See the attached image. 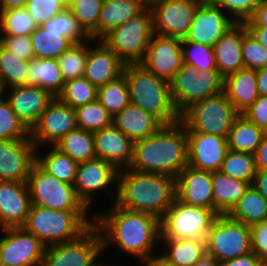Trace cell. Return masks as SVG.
<instances>
[{"label": "cell", "mask_w": 267, "mask_h": 266, "mask_svg": "<svg viewBox=\"0 0 267 266\" xmlns=\"http://www.w3.org/2000/svg\"><path fill=\"white\" fill-rule=\"evenodd\" d=\"M175 188L179 201L214 211L212 172L187 165L175 178Z\"/></svg>", "instance_id": "21"}, {"label": "cell", "mask_w": 267, "mask_h": 266, "mask_svg": "<svg viewBox=\"0 0 267 266\" xmlns=\"http://www.w3.org/2000/svg\"><path fill=\"white\" fill-rule=\"evenodd\" d=\"M239 113L224 92L193 103L180 114L186 129L228 138Z\"/></svg>", "instance_id": "7"}, {"label": "cell", "mask_w": 267, "mask_h": 266, "mask_svg": "<svg viewBox=\"0 0 267 266\" xmlns=\"http://www.w3.org/2000/svg\"><path fill=\"white\" fill-rule=\"evenodd\" d=\"M103 0H67V8L94 41L98 40V21Z\"/></svg>", "instance_id": "42"}, {"label": "cell", "mask_w": 267, "mask_h": 266, "mask_svg": "<svg viewBox=\"0 0 267 266\" xmlns=\"http://www.w3.org/2000/svg\"><path fill=\"white\" fill-rule=\"evenodd\" d=\"M57 98L75 109L95 101L97 99V87L84 76L71 79L65 81L64 88Z\"/></svg>", "instance_id": "44"}, {"label": "cell", "mask_w": 267, "mask_h": 266, "mask_svg": "<svg viewBox=\"0 0 267 266\" xmlns=\"http://www.w3.org/2000/svg\"><path fill=\"white\" fill-rule=\"evenodd\" d=\"M250 252V227L227 214L218 215L207 233L206 253L224 262Z\"/></svg>", "instance_id": "11"}, {"label": "cell", "mask_w": 267, "mask_h": 266, "mask_svg": "<svg viewBox=\"0 0 267 266\" xmlns=\"http://www.w3.org/2000/svg\"><path fill=\"white\" fill-rule=\"evenodd\" d=\"M45 30H55L61 33L62 37L68 38L73 44L93 42L90 35L79 24V21L68 8L58 13L53 18L41 25ZM92 41V42H91Z\"/></svg>", "instance_id": "41"}, {"label": "cell", "mask_w": 267, "mask_h": 266, "mask_svg": "<svg viewBox=\"0 0 267 266\" xmlns=\"http://www.w3.org/2000/svg\"><path fill=\"white\" fill-rule=\"evenodd\" d=\"M101 266H107V264H106V265H105V264L103 265V263H102V265H101ZM108 266H109V265H108ZM110 266H111V265H110ZM112 266H115V265H113V264H112Z\"/></svg>", "instance_id": "67"}, {"label": "cell", "mask_w": 267, "mask_h": 266, "mask_svg": "<svg viewBox=\"0 0 267 266\" xmlns=\"http://www.w3.org/2000/svg\"><path fill=\"white\" fill-rule=\"evenodd\" d=\"M223 92L236 111L243 114L260 96L256 70L243 68L224 77Z\"/></svg>", "instance_id": "26"}, {"label": "cell", "mask_w": 267, "mask_h": 266, "mask_svg": "<svg viewBox=\"0 0 267 266\" xmlns=\"http://www.w3.org/2000/svg\"><path fill=\"white\" fill-rule=\"evenodd\" d=\"M257 171L267 172V132L254 153Z\"/></svg>", "instance_id": "57"}, {"label": "cell", "mask_w": 267, "mask_h": 266, "mask_svg": "<svg viewBox=\"0 0 267 266\" xmlns=\"http://www.w3.org/2000/svg\"><path fill=\"white\" fill-rule=\"evenodd\" d=\"M188 135V165L199 170L214 172L220 170L228 152L226 138L194 132L186 129Z\"/></svg>", "instance_id": "20"}, {"label": "cell", "mask_w": 267, "mask_h": 266, "mask_svg": "<svg viewBox=\"0 0 267 266\" xmlns=\"http://www.w3.org/2000/svg\"><path fill=\"white\" fill-rule=\"evenodd\" d=\"M212 2L201 3L184 40L214 46L236 22Z\"/></svg>", "instance_id": "18"}, {"label": "cell", "mask_w": 267, "mask_h": 266, "mask_svg": "<svg viewBox=\"0 0 267 266\" xmlns=\"http://www.w3.org/2000/svg\"><path fill=\"white\" fill-rule=\"evenodd\" d=\"M102 252V238L93 224L75 240L46 246L41 266H101L97 258Z\"/></svg>", "instance_id": "12"}, {"label": "cell", "mask_w": 267, "mask_h": 266, "mask_svg": "<svg viewBox=\"0 0 267 266\" xmlns=\"http://www.w3.org/2000/svg\"><path fill=\"white\" fill-rule=\"evenodd\" d=\"M246 31L244 23H236L213 46L217 70L223 77L244 68L241 42Z\"/></svg>", "instance_id": "27"}, {"label": "cell", "mask_w": 267, "mask_h": 266, "mask_svg": "<svg viewBox=\"0 0 267 266\" xmlns=\"http://www.w3.org/2000/svg\"><path fill=\"white\" fill-rule=\"evenodd\" d=\"M152 12L141 13L106 34L101 41L125 64L141 63L153 36Z\"/></svg>", "instance_id": "6"}, {"label": "cell", "mask_w": 267, "mask_h": 266, "mask_svg": "<svg viewBox=\"0 0 267 266\" xmlns=\"http://www.w3.org/2000/svg\"><path fill=\"white\" fill-rule=\"evenodd\" d=\"M192 266H220V262L211 255L206 254Z\"/></svg>", "instance_id": "63"}, {"label": "cell", "mask_w": 267, "mask_h": 266, "mask_svg": "<svg viewBox=\"0 0 267 266\" xmlns=\"http://www.w3.org/2000/svg\"><path fill=\"white\" fill-rule=\"evenodd\" d=\"M118 172L113 164L103 159L95 158L80 162L73 184L78 198L89 209L94 193L106 188V192L109 193L108 186L118 182Z\"/></svg>", "instance_id": "19"}, {"label": "cell", "mask_w": 267, "mask_h": 266, "mask_svg": "<svg viewBox=\"0 0 267 266\" xmlns=\"http://www.w3.org/2000/svg\"><path fill=\"white\" fill-rule=\"evenodd\" d=\"M0 258L4 266H41L46 246L23 227L3 228Z\"/></svg>", "instance_id": "14"}, {"label": "cell", "mask_w": 267, "mask_h": 266, "mask_svg": "<svg viewBox=\"0 0 267 266\" xmlns=\"http://www.w3.org/2000/svg\"><path fill=\"white\" fill-rule=\"evenodd\" d=\"M250 186L251 183L232 178L220 170L212 172L214 212L227 214Z\"/></svg>", "instance_id": "30"}, {"label": "cell", "mask_w": 267, "mask_h": 266, "mask_svg": "<svg viewBox=\"0 0 267 266\" xmlns=\"http://www.w3.org/2000/svg\"><path fill=\"white\" fill-rule=\"evenodd\" d=\"M244 25L267 27V0H260L254 15L250 20L245 21Z\"/></svg>", "instance_id": "56"}, {"label": "cell", "mask_w": 267, "mask_h": 266, "mask_svg": "<svg viewBox=\"0 0 267 266\" xmlns=\"http://www.w3.org/2000/svg\"><path fill=\"white\" fill-rule=\"evenodd\" d=\"M258 92L260 96L267 95V67L256 70Z\"/></svg>", "instance_id": "60"}, {"label": "cell", "mask_w": 267, "mask_h": 266, "mask_svg": "<svg viewBox=\"0 0 267 266\" xmlns=\"http://www.w3.org/2000/svg\"><path fill=\"white\" fill-rule=\"evenodd\" d=\"M265 131L252 123L243 114L233 122L227 142L229 150L254 154L261 144Z\"/></svg>", "instance_id": "32"}, {"label": "cell", "mask_w": 267, "mask_h": 266, "mask_svg": "<svg viewBox=\"0 0 267 266\" xmlns=\"http://www.w3.org/2000/svg\"><path fill=\"white\" fill-rule=\"evenodd\" d=\"M88 57V42L73 44L57 58L65 81L84 76Z\"/></svg>", "instance_id": "46"}, {"label": "cell", "mask_w": 267, "mask_h": 266, "mask_svg": "<svg viewBox=\"0 0 267 266\" xmlns=\"http://www.w3.org/2000/svg\"><path fill=\"white\" fill-rule=\"evenodd\" d=\"M227 215L248 226L267 220V199L252 185Z\"/></svg>", "instance_id": "34"}, {"label": "cell", "mask_w": 267, "mask_h": 266, "mask_svg": "<svg viewBox=\"0 0 267 266\" xmlns=\"http://www.w3.org/2000/svg\"><path fill=\"white\" fill-rule=\"evenodd\" d=\"M87 214L88 211H57L31 205L22 227L49 246L77 239L94 224Z\"/></svg>", "instance_id": "5"}, {"label": "cell", "mask_w": 267, "mask_h": 266, "mask_svg": "<svg viewBox=\"0 0 267 266\" xmlns=\"http://www.w3.org/2000/svg\"><path fill=\"white\" fill-rule=\"evenodd\" d=\"M220 171L232 178L252 184L257 172L254 154L228 150Z\"/></svg>", "instance_id": "43"}, {"label": "cell", "mask_w": 267, "mask_h": 266, "mask_svg": "<svg viewBox=\"0 0 267 266\" xmlns=\"http://www.w3.org/2000/svg\"><path fill=\"white\" fill-rule=\"evenodd\" d=\"M183 62L198 71L217 70L215 51L212 46L182 39Z\"/></svg>", "instance_id": "47"}, {"label": "cell", "mask_w": 267, "mask_h": 266, "mask_svg": "<svg viewBox=\"0 0 267 266\" xmlns=\"http://www.w3.org/2000/svg\"><path fill=\"white\" fill-rule=\"evenodd\" d=\"M79 128L95 132L112 125L113 117L96 99L88 104L75 108Z\"/></svg>", "instance_id": "45"}, {"label": "cell", "mask_w": 267, "mask_h": 266, "mask_svg": "<svg viewBox=\"0 0 267 266\" xmlns=\"http://www.w3.org/2000/svg\"><path fill=\"white\" fill-rule=\"evenodd\" d=\"M96 157L113 164L118 170L129 168L134 142L113 124L93 132Z\"/></svg>", "instance_id": "24"}, {"label": "cell", "mask_w": 267, "mask_h": 266, "mask_svg": "<svg viewBox=\"0 0 267 266\" xmlns=\"http://www.w3.org/2000/svg\"><path fill=\"white\" fill-rule=\"evenodd\" d=\"M260 0H213L212 3L223 11L233 15L231 17L236 23H244L250 20L255 13Z\"/></svg>", "instance_id": "51"}, {"label": "cell", "mask_w": 267, "mask_h": 266, "mask_svg": "<svg viewBox=\"0 0 267 266\" xmlns=\"http://www.w3.org/2000/svg\"><path fill=\"white\" fill-rule=\"evenodd\" d=\"M111 206L107 214L93 218L103 250L116 245L121 252L135 255L141 261L153 255L156 241L161 238V220L148 213L127 210L115 202Z\"/></svg>", "instance_id": "1"}, {"label": "cell", "mask_w": 267, "mask_h": 266, "mask_svg": "<svg viewBox=\"0 0 267 266\" xmlns=\"http://www.w3.org/2000/svg\"><path fill=\"white\" fill-rule=\"evenodd\" d=\"M4 92H5V90H4L3 86H2V84L0 83V100L3 98V96H5Z\"/></svg>", "instance_id": "64"}, {"label": "cell", "mask_w": 267, "mask_h": 266, "mask_svg": "<svg viewBox=\"0 0 267 266\" xmlns=\"http://www.w3.org/2000/svg\"><path fill=\"white\" fill-rule=\"evenodd\" d=\"M115 203L127 210L144 212L162 219L176 197L175 178L157 173L118 172Z\"/></svg>", "instance_id": "3"}, {"label": "cell", "mask_w": 267, "mask_h": 266, "mask_svg": "<svg viewBox=\"0 0 267 266\" xmlns=\"http://www.w3.org/2000/svg\"><path fill=\"white\" fill-rule=\"evenodd\" d=\"M34 58L57 59L73 43L55 30H45L38 26L30 35Z\"/></svg>", "instance_id": "36"}, {"label": "cell", "mask_w": 267, "mask_h": 266, "mask_svg": "<svg viewBox=\"0 0 267 266\" xmlns=\"http://www.w3.org/2000/svg\"><path fill=\"white\" fill-rule=\"evenodd\" d=\"M187 165L188 135L185 126L178 122L134 142L129 169L176 178Z\"/></svg>", "instance_id": "2"}, {"label": "cell", "mask_w": 267, "mask_h": 266, "mask_svg": "<svg viewBox=\"0 0 267 266\" xmlns=\"http://www.w3.org/2000/svg\"><path fill=\"white\" fill-rule=\"evenodd\" d=\"M244 68L259 70L267 67V49L247 30L241 42Z\"/></svg>", "instance_id": "49"}, {"label": "cell", "mask_w": 267, "mask_h": 266, "mask_svg": "<svg viewBox=\"0 0 267 266\" xmlns=\"http://www.w3.org/2000/svg\"><path fill=\"white\" fill-rule=\"evenodd\" d=\"M147 6V0H103L98 21V40L141 13Z\"/></svg>", "instance_id": "29"}, {"label": "cell", "mask_w": 267, "mask_h": 266, "mask_svg": "<svg viewBox=\"0 0 267 266\" xmlns=\"http://www.w3.org/2000/svg\"><path fill=\"white\" fill-rule=\"evenodd\" d=\"M55 147L78 163L97 158L93 132L79 127L65 135Z\"/></svg>", "instance_id": "37"}, {"label": "cell", "mask_w": 267, "mask_h": 266, "mask_svg": "<svg viewBox=\"0 0 267 266\" xmlns=\"http://www.w3.org/2000/svg\"><path fill=\"white\" fill-rule=\"evenodd\" d=\"M217 216L213 210L185 204L175 197L161 219V238L206 239Z\"/></svg>", "instance_id": "10"}, {"label": "cell", "mask_w": 267, "mask_h": 266, "mask_svg": "<svg viewBox=\"0 0 267 266\" xmlns=\"http://www.w3.org/2000/svg\"><path fill=\"white\" fill-rule=\"evenodd\" d=\"M243 115L267 132V95L259 96L257 101L251 104Z\"/></svg>", "instance_id": "54"}, {"label": "cell", "mask_w": 267, "mask_h": 266, "mask_svg": "<svg viewBox=\"0 0 267 266\" xmlns=\"http://www.w3.org/2000/svg\"><path fill=\"white\" fill-rule=\"evenodd\" d=\"M76 128L78 124L75 109L55 97L30 130V138L37 149L48 143L53 147Z\"/></svg>", "instance_id": "15"}, {"label": "cell", "mask_w": 267, "mask_h": 266, "mask_svg": "<svg viewBox=\"0 0 267 266\" xmlns=\"http://www.w3.org/2000/svg\"><path fill=\"white\" fill-rule=\"evenodd\" d=\"M64 83L57 59L33 58L29 60L27 85L38 86L57 97L62 92Z\"/></svg>", "instance_id": "31"}, {"label": "cell", "mask_w": 267, "mask_h": 266, "mask_svg": "<svg viewBox=\"0 0 267 266\" xmlns=\"http://www.w3.org/2000/svg\"><path fill=\"white\" fill-rule=\"evenodd\" d=\"M265 199H267V172L257 171L251 184Z\"/></svg>", "instance_id": "58"}, {"label": "cell", "mask_w": 267, "mask_h": 266, "mask_svg": "<svg viewBox=\"0 0 267 266\" xmlns=\"http://www.w3.org/2000/svg\"><path fill=\"white\" fill-rule=\"evenodd\" d=\"M168 246L161 255L177 266H192L206 255V239L160 238Z\"/></svg>", "instance_id": "33"}, {"label": "cell", "mask_w": 267, "mask_h": 266, "mask_svg": "<svg viewBox=\"0 0 267 266\" xmlns=\"http://www.w3.org/2000/svg\"><path fill=\"white\" fill-rule=\"evenodd\" d=\"M31 205L57 211H88L73 185L56 179L35 163L27 180Z\"/></svg>", "instance_id": "9"}, {"label": "cell", "mask_w": 267, "mask_h": 266, "mask_svg": "<svg viewBox=\"0 0 267 266\" xmlns=\"http://www.w3.org/2000/svg\"><path fill=\"white\" fill-rule=\"evenodd\" d=\"M249 227L252 252L267 266V220Z\"/></svg>", "instance_id": "53"}, {"label": "cell", "mask_w": 267, "mask_h": 266, "mask_svg": "<svg viewBox=\"0 0 267 266\" xmlns=\"http://www.w3.org/2000/svg\"><path fill=\"white\" fill-rule=\"evenodd\" d=\"M97 100L114 117L129 103V90L124 75L97 88Z\"/></svg>", "instance_id": "40"}, {"label": "cell", "mask_w": 267, "mask_h": 266, "mask_svg": "<svg viewBox=\"0 0 267 266\" xmlns=\"http://www.w3.org/2000/svg\"><path fill=\"white\" fill-rule=\"evenodd\" d=\"M30 207L27 183L0 181V228L22 227Z\"/></svg>", "instance_id": "22"}, {"label": "cell", "mask_w": 267, "mask_h": 266, "mask_svg": "<svg viewBox=\"0 0 267 266\" xmlns=\"http://www.w3.org/2000/svg\"><path fill=\"white\" fill-rule=\"evenodd\" d=\"M96 46L88 44L84 77L98 88L122 76L126 64L101 40Z\"/></svg>", "instance_id": "25"}, {"label": "cell", "mask_w": 267, "mask_h": 266, "mask_svg": "<svg viewBox=\"0 0 267 266\" xmlns=\"http://www.w3.org/2000/svg\"><path fill=\"white\" fill-rule=\"evenodd\" d=\"M36 150V163L56 179L73 185L76 179L78 162L53 146L43 156Z\"/></svg>", "instance_id": "35"}, {"label": "cell", "mask_w": 267, "mask_h": 266, "mask_svg": "<svg viewBox=\"0 0 267 266\" xmlns=\"http://www.w3.org/2000/svg\"><path fill=\"white\" fill-rule=\"evenodd\" d=\"M220 266H266L259 257L250 252L246 255L220 262Z\"/></svg>", "instance_id": "55"}, {"label": "cell", "mask_w": 267, "mask_h": 266, "mask_svg": "<svg viewBox=\"0 0 267 266\" xmlns=\"http://www.w3.org/2000/svg\"><path fill=\"white\" fill-rule=\"evenodd\" d=\"M0 266H4V263L2 262L1 258H0Z\"/></svg>", "instance_id": "66"}, {"label": "cell", "mask_w": 267, "mask_h": 266, "mask_svg": "<svg viewBox=\"0 0 267 266\" xmlns=\"http://www.w3.org/2000/svg\"><path fill=\"white\" fill-rule=\"evenodd\" d=\"M0 138L6 140L30 138V129L13 111L6 98L0 100Z\"/></svg>", "instance_id": "48"}, {"label": "cell", "mask_w": 267, "mask_h": 266, "mask_svg": "<svg viewBox=\"0 0 267 266\" xmlns=\"http://www.w3.org/2000/svg\"><path fill=\"white\" fill-rule=\"evenodd\" d=\"M112 124L133 142L156 133L163 126L155 117L132 103L113 117Z\"/></svg>", "instance_id": "28"}, {"label": "cell", "mask_w": 267, "mask_h": 266, "mask_svg": "<svg viewBox=\"0 0 267 266\" xmlns=\"http://www.w3.org/2000/svg\"><path fill=\"white\" fill-rule=\"evenodd\" d=\"M123 75L127 81L130 103L155 117L163 126L180 122L169 82L157 77L140 63L126 64Z\"/></svg>", "instance_id": "4"}, {"label": "cell", "mask_w": 267, "mask_h": 266, "mask_svg": "<svg viewBox=\"0 0 267 266\" xmlns=\"http://www.w3.org/2000/svg\"><path fill=\"white\" fill-rule=\"evenodd\" d=\"M224 77L218 70L198 71L183 65L170 82L171 98L181 114L193 103L223 92Z\"/></svg>", "instance_id": "8"}, {"label": "cell", "mask_w": 267, "mask_h": 266, "mask_svg": "<svg viewBox=\"0 0 267 266\" xmlns=\"http://www.w3.org/2000/svg\"><path fill=\"white\" fill-rule=\"evenodd\" d=\"M38 26L24 7L0 11V36H30Z\"/></svg>", "instance_id": "39"}, {"label": "cell", "mask_w": 267, "mask_h": 266, "mask_svg": "<svg viewBox=\"0 0 267 266\" xmlns=\"http://www.w3.org/2000/svg\"><path fill=\"white\" fill-rule=\"evenodd\" d=\"M198 1H201L202 3H205V2H212L213 0H198Z\"/></svg>", "instance_id": "65"}, {"label": "cell", "mask_w": 267, "mask_h": 266, "mask_svg": "<svg viewBox=\"0 0 267 266\" xmlns=\"http://www.w3.org/2000/svg\"><path fill=\"white\" fill-rule=\"evenodd\" d=\"M0 43L24 60L34 58L30 36H0Z\"/></svg>", "instance_id": "52"}, {"label": "cell", "mask_w": 267, "mask_h": 266, "mask_svg": "<svg viewBox=\"0 0 267 266\" xmlns=\"http://www.w3.org/2000/svg\"><path fill=\"white\" fill-rule=\"evenodd\" d=\"M253 37L267 49V27L264 26H246Z\"/></svg>", "instance_id": "59"}, {"label": "cell", "mask_w": 267, "mask_h": 266, "mask_svg": "<svg viewBox=\"0 0 267 266\" xmlns=\"http://www.w3.org/2000/svg\"><path fill=\"white\" fill-rule=\"evenodd\" d=\"M140 64L170 83L184 65L182 39L153 34L146 55Z\"/></svg>", "instance_id": "16"}, {"label": "cell", "mask_w": 267, "mask_h": 266, "mask_svg": "<svg viewBox=\"0 0 267 266\" xmlns=\"http://www.w3.org/2000/svg\"><path fill=\"white\" fill-rule=\"evenodd\" d=\"M201 1L198 0H151L153 33L184 39L191 27Z\"/></svg>", "instance_id": "13"}, {"label": "cell", "mask_w": 267, "mask_h": 266, "mask_svg": "<svg viewBox=\"0 0 267 266\" xmlns=\"http://www.w3.org/2000/svg\"><path fill=\"white\" fill-rule=\"evenodd\" d=\"M142 262L145 266H177L174 263L169 262L164 256L155 254Z\"/></svg>", "instance_id": "61"}, {"label": "cell", "mask_w": 267, "mask_h": 266, "mask_svg": "<svg viewBox=\"0 0 267 266\" xmlns=\"http://www.w3.org/2000/svg\"><path fill=\"white\" fill-rule=\"evenodd\" d=\"M24 8L41 26L67 8V0H28Z\"/></svg>", "instance_id": "50"}, {"label": "cell", "mask_w": 267, "mask_h": 266, "mask_svg": "<svg viewBox=\"0 0 267 266\" xmlns=\"http://www.w3.org/2000/svg\"><path fill=\"white\" fill-rule=\"evenodd\" d=\"M29 61L6 49L0 43V83L4 90L27 85Z\"/></svg>", "instance_id": "38"}, {"label": "cell", "mask_w": 267, "mask_h": 266, "mask_svg": "<svg viewBox=\"0 0 267 266\" xmlns=\"http://www.w3.org/2000/svg\"><path fill=\"white\" fill-rule=\"evenodd\" d=\"M37 147L29 139L0 138V181L25 182L36 163Z\"/></svg>", "instance_id": "17"}, {"label": "cell", "mask_w": 267, "mask_h": 266, "mask_svg": "<svg viewBox=\"0 0 267 266\" xmlns=\"http://www.w3.org/2000/svg\"><path fill=\"white\" fill-rule=\"evenodd\" d=\"M28 0H0V11L9 8H21L25 7Z\"/></svg>", "instance_id": "62"}, {"label": "cell", "mask_w": 267, "mask_h": 266, "mask_svg": "<svg viewBox=\"0 0 267 266\" xmlns=\"http://www.w3.org/2000/svg\"><path fill=\"white\" fill-rule=\"evenodd\" d=\"M54 98L49 91L38 86L23 85L9 88L6 100L17 116L31 130Z\"/></svg>", "instance_id": "23"}]
</instances>
